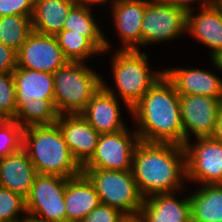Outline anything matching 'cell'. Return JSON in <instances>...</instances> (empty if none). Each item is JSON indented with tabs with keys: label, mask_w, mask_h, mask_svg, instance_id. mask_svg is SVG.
I'll return each instance as SVG.
<instances>
[{
	"label": "cell",
	"mask_w": 222,
	"mask_h": 222,
	"mask_svg": "<svg viewBox=\"0 0 222 222\" xmlns=\"http://www.w3.org/2000/svg\"><path fill=\"white\" fill-rule=\"evenodd\" d=\"M132 173L144 199L177 192L187 179L185 148L176 143L140 141L133 154Z\"/></svg>",
	"instance_id": "cell-1"
},
{
	"label": "cell",
	"mask_w": 222,
	"mask_h": 222,
	"mask_svg": "<svg viewBox=\"0 0 222 222\" xmlns=\"http://www.w3.org/2000/svg\"><path fill=\"white\" fill-rule=\"evenodd\" d=\"M132 114L140 141L184 146L180 95L165 75L131 108Z\"/></svg>",
	"instance_id": "cell-2"
},
{
	"label": "cell",
	"mask_w": 222,
	"mask_h": 222,
	"mask_svg": "<svg viewBox=\"0 0 222 222\" xmlns=\"http://www.w3.org/2000/svg\"><path fill=\"white\" fill-rule=\"evenodd\" d=\"M22 148L37 174L72 178L82 173V167L72 156L57 123L24 128Z\"/></svg>",
	"instance_id": "cell-3"
},
{
	"label": "cell",
	"mask_w": 222,
	"mask_h": 222,
	"mask_svg": "<svg viewBox=\"0 0 222 222\" xmlns=\"http://www.w3.org/2000/svg\"><path fill=\"white\" fill-rule=\"evenodd\" d=\"M54 106L59 115L81 114L102 79L83 62L68 61L54 73Z\"/></svg>",
	"instance_id": "cell-4"
},
{
	"label": "cell",
	"mask_w": 222,
	"mask_h": 222,
	"mask_svg": "<svg viewBox=\"0 0 222 222\" xmlns=\"http://www.w3.org/2000/svg\"><path fill=\"white\" fill-rule=\"evenodd\" d=\"M114 54L112 72L115 86L131 112V108L164 75V71L152 72L147 54L141 53V50L118 49Z\"/></svg>",
	"instance_id": "cell-5"
},
{
	"label": "cell",
	"mask_w": 222,
	"mask_h": 222,
	"mask_svg": "<svg viewBox=\"0 0 222 222\" xmlns=\"http://www.w3.org/2000/svg\"><path fill=\"white\" fill-rule=\"evenodd\" d=\"M95 187L100 203L124 215H137L143 205L132 170L82 169Z\"/></svg>",
	"instance_id": "cell-6"
},
{
	"label": "cell",
	"mask_w": 222,
	"mask_h": 222,
	"mask_svg": "<svg viewBox=\"0 0 222 222\" xmlns=\"http://www.w3.org/2000/svg\"><path fill=\"white\" fill-rule=\"evenodd\" d=\"M68 179L37 174L25 199L27 217L35 222H66L64 199Z\"/></svg>",
	"instance_id": "cell-7"
},
{
	"label": "cell",
	"mask_w": 222,
	"mask_h": 222,
	"mask_svg": "<svg viewBox=\"0 0 222 222\" xmlns=\"http://www.w3.org/2000/svg\"><path fill=\"white\" fill-rule=\"evenodd\" d=\"M140 142L138 133L123 129L101 134L91 158L82 169L132 170L133 154Z\"/></svg>",
	"instance_id": "cell-8"
},
{
	"label": "cell",
	"mask_w": 222,
	"mask_h": 222,
	"mask_svg": "<svg viewBox=\"0 0 222 222\" xmlns=\"http://www.w3.org/2000/svg\"><path fill=\"white\" fill-rule=\"evenodd\" d=\"M187 13L163 0H146L141 24L142 46L175 39L186 31Z\"/></svg>",
	"instance_id": "cell-9"
},
{
	"label": "cell",
	"mask_w": 222,
	"mask_h": 222,
	"mask_svg": "<svg viewBox=\"0 0 222 222\" xmlns=\"http://www.w3.org/2000/svg\"><path fill=\"white\" fill-rule=\"evenodd\" d=\"M187 179L198 184H222V143L213 137L197 138L184 145Z\"/></svg>",
	"instance_id": "cell-10"
},
{
	"label": "cell",
	"mask_w": 222,
	"mask_h": 222,
	"mask_svg": "<svg viewBox=\"0 0 222 222\" xmlns=\"http://www.w3.org/2000/svg\"><path fill=\"white\" fill-rule=\"evenodd\" d=\"M221 101L222 99L204 95H180L184 145L191 143V132L196 138L212 137L217 126Z\"/></svg>",
	"instance_id": "cell-11"
},
{
	"label": "cell",
	"mask_w": 222,
	"mask_h": 222,
	"mask_svg": "<svg viewBox=\"0 0 222 222\" xmlns=\"http://www.w3.org/2000/svg\"><path fill=\"white\" fill-rule=\"evenodd\" d=\"M17 68L54 73L64 66L65 58L58 40L54 35L33 31L16 53Z\"/></svg>",
	"instance_id": "cell-12"
},
{
	"label": "cell",
	"mask_w": 222,
	"mask_h": 222,
	"mask_svg": "<svg viewBox=\"0 0 222 222\" xmlns=\"http://www.w3.org/2000/svg\"><path fill=\"white\" fill-rule=\"evenodd\" d=\"M102 81L101 88L87 103L81 115L99 133H114L126 129L121 119L118 96ZM118 100V101H117Z\"/></svg>",
	"instance_id": "cell-13"
},
{
	"label": "cell",
	"mask_w": 222,
	"mask_h": 222,
	"mask_svg": "<svg viewBox=\"0 0 222 222\" xmlns=\"http://www.w3.org/2000/svg\"><path fill=\"white\" fill-rule=\"evenodd\" d=\"M56 123L72 156L82 167L93 155L101 134L81 114L59 115Z\"/></svg>",
	"instance_id": "cell-14"
},
{
	"label": "cell",
	"mask_w": 222,
	"mask_h": 222,
	"mask_svg": "<svg viewBox=\"0 0 222 222\" xmlns=\"http://www.w3.org/2000/svg\"><path fill=\"white\" fill-rule=\"evenodd\" d=\"M111 7L116 30L124 44L121 50H140L146 0H116Z\"/></svg>",
	"instance_id": "cell-15"
},
{
	"label": "cell",
	"mask_w": 222,
	"mask_h": 222,
	"mask_svg": "<svg viewBox=\"0 0 222 222\" xmlns=\"http://www.w3.org/2000/svg\"><path fill=\"white\" fill-rule=\"evenodd\" d=\"M164 75L179 95H204L222 99V80L208 70L172 68L164 70Z\"/></svg>",
	"instance_id": "cell-16"
},
{
	"label": "cell",
	"mask_w": 222,
	"mask_h": 222,
	"mask_svg": "<svg viewBox=\"0 0 222 222\" xmlns=\"http://www.w3.org/2000/svg\"><path fill=\"white\" fill-rule=\"evenodd\" d=\"M37 172L23 148L6 155L0 161V187L27 198Z\"/></svg>",
	"instance_id": "cell-17"
},
{
	"label": "cell",
	"mask_w": 222,
	"mask_h": 222,
	"mask_svg": "<svg viewBox=\"0 0 222 222\" xmlns=\"http://www.w3.org/2000/svg\"><path fill=\"white\" fill-rule=\"evenodd\" d=\"M193 13H187L186 31L212 49V58L222 51L221 5L214 1L202 7L198 14Z\"/></svg>",
	"instance_id": "cell-18"
},
{
	"label": "cell",
	"mask_w": 222,
	"mask_h": 222,
	"mask_svg": "<svg viewBox=\"0 0 222 222\" xmlns=\"http://www.w3.org/2000/svg\"><path fill=\"white\" fill-rule=\"evenodd\" d=\"M139 215L145 222H192L190 198L177 199L174 192L155 194L143 200Z\"/></svg>",
	"instance_id": "cell-19"
},
{
	"label": "cell",
	"mask_w": 222,
	"mask_h": 222,
	"mask_svg": "<svg viewBox=\"0 0 222 222\" xmlns=\"http://www.w3.org/2000/svg\"><path fill=\"white\" fill-rule=\"evenodd\" d=\"M64 201L66 222H81L100 204L94 185L84 173L67 180Z\"/></svg>",
	"instance_id": "cell-20"
},
{
	"label": "cell",
	"mask_w": 222,
	"mask_h": 222,
	"mask_svg": "<svg viewBox=\"0 0 222 222\" xmlns=\"http://www.w3.org/2000/svg\"><path fill=\"white\" fill-rule=\"evenodd\" d=\"M76 3V0H34L31 16L33 31L56 36L62 31L64 22Z\"/></svg>",
	"instance_id": "cell-21"
},
{
	"label": "cell",
	"mask_w": 222,
	"mask_h": 222,
	"mask_svg": "<svg viewBox=\"0 0 222 222\" xmlns=\"http://www.w3.org/2000/svg\"><path fill=\"white\" fill-rule=\"evenodd\" d=\"M16 101L54 100V75L49 72L16 68L13 72Z\"/></svg>",
	"instance_id": "cell-22"
},
{
	"label": "cell",
	"mask_w": 222,
	"mask_h": 222,
	"mask_svg": "<svg viewBox=\"0 0 222 222\" xmlns=\"http://www.w3.org/2000/svg\"><path fill=\"white\" fill-rule=\"evenodd\" d=\"M189 195L192 222H222V184L201 185Z\"/></svg>",
	"instance_id": "cell-23"
},
{
	"label": "cell",
	"mask_w": 222,
	"mask_h": 222,
	"mask_svg": "<svg viewBox=\"0 0 222 222\" xmlns=\"http://www.w3.org/2000/svg\"><path fill=\"white\" fill-rule=\"evenodd\" d=\"M91 8L76 3L70 10L62 30L87 37L102 53L109 50L110 42L95 21Z\"/></svg>",
	"instance_id": "cell-24"
},
{
	"label": "cell",
	"mask_w": 222,
	"mask_h": 222,
	"mask_svg": "<svg viewBox=\"0 0 222 222\" xmlns=\"http://www.w3.org/2000/svg\"><path fill=\"white\" fill-rule=\"evenodd\" d=\"M58 112L54 100L16 101V120L24 129L35 125H51L56 123Z\"/></svg>",
	"instance_id": "cell-25"
},
{
	"label": "cell",
	"mask_w": 222,
	"mask_h": 222,
	"mask_svg": "<svg viewBox=\"0 0 222 222\" xmlns=\"http://www.w3.org/2000/svg\"><path fill=\"white\" fill-rule=\"evenodd\" d=\"M33 32L31 16H3L0 23V42L18 51Z\"/></svg>",
	"instance_id": "cell-26"
},
{
	"label": "cell",
	"mask_w": 222,
	"mask_h": 222,
	"mask_svg": "<svg viewBox=\"0 0 222 222\" xmlns=\"http://www.w3.org/2000/svg\"><path fill=\"white\" fill-rule=\"evenodd\" d=\"M56 38L65 58L70 62H84L93 54L102 53L87 37L69 30H62Z\"/></svg>",
	"instance_id": "cell-27"
},
{
	"label": "cell",
	"mask_w": 222,
	"mask_h": 222,
	"mask_svg": "<svg viewBox=\"0 0 222 222\" xmlns=\"http://www.w3.org/2000/svg\"><path fill=\"white\" fill-rule=\"evenodd\" d=\"M24 215L20 218L18 214ZM25 199L9 189L0 187V222H14L27 219Z\"/></svg>",
	"instance_id": "cell-28"
},
{
	"label": "cell",
	"mask_w": 222,
	"mask_h": 222,
	"mask_svg": "<svg viewBox=\"0 0 222 222\" xmlns=\"http://www.w3.org/2000/svg\"><path fill=\"white\" fill-rule=\"evenodd\" d=\"M23 128L14 119H0V157L22 148Z\"/></svg>",
	"instance_id": "cell-29"
},
{
	"label": "cell",
	"mask_w": 222,
	"mask_h": 222,
	"mask_svg": "<svg viewBox=\"0 0 222 222\" xmlns=\"http://www.w3.org/2000/svg\"><path fill=\"white\" fill-rule=\"evenodd\" d=\"M16 89L13 73H0V119H14Z\"/></svg>",
	"instance_id": "cell-30"
},
{
	"label": "cell",
	"mask_w": 222,
	"mask_h": 222,
	"mask_svg": "<svg viewBox=\"0 0 222 222\" xmlns=\"http://www.w3.org/2000/svg\"><path fill=\"white\" fill-rule=\"evenodd\" d=\"M34 0H0V17L32 16Z\"/></svg>",
	"instance_id": "cell-31"
},
{
	"label": "cell",
	"mask_w": 222,
	"mask_h": 222,
	"mask_svg": "<svg viewBox=\"0 0 222 222\" xmlns=\"http://www.w3.org/2000/svg\"><path fill=\"white\" fill-rule=\"evenodd\" d=\"M124 216L118 209L100 203L81 222H120Z\"/></svg>",
	"instance_id": "cell-32"
},
{
	"label": "cell",
	"mask_w": 222,
	"mask_h": 222,
	"mask_svg": "<svg viewBox=\"0 0 222 222\" xmlns=\"http://www.w3.org/2000/svg\"><path fill=\"white\" fill-rule=\"evenodd\" d=\"M16 51L0 42V73L13 72L17 68Z\"/></svg>",
	"instance_id": "cell-33"
},
{
	"label": "cell",
	"mask_w": 222,
	"mask_h": 222,
	"mask_svg": "<svg viewBox=\"0 0 222 222\" xmlns=\"http://www.w3.org/2000/svg\"><path fill=\"white\" fill-rule=\"evenodd\" d=\"M163 1L173 7L183 9L186 13H188V12L194 11L192 9L191 4H193L194 1L196 2L198 0H163ZM200 1H201V5L203 4L201 7H205L206 5L214 2L215 0H199L198 2Z\"/></svg>",
	"instance_id": "cell-34"
},
{
	"label": "cell",
	"mask_w": 222,
	"mask_h": 222,
	"mask_svg": "<svg viewBox=\"0 0 222 222\" xmlns=\"http://www.w3.org/2000/svg\"><path fill=\"white\" fill-rule=\"evenodd\" d=\"M212 137L218 142L222 143V101L219 106L217 126Z\"/></svg>",
	"instance_id": "cell-35"
},
{
	"label": "cell",
	"mask_w": 222,
	"mask_h": 222,
	"mask_svg": "<svg viewBox=\"0 0 222 222\" xmlns=\"http://www.w3.org/2000/svg\"><path fill=\"white\" fill-rule=\"evenodd\" d=\"M77 1V3L78 4H82V5H84V6H87V7H89L90 5H92V4H106V1H108V0H76ZM116 0H110V2H111V4H113L114 2H115Z\"/></svg>",
	"instance_id": "cell-36"
},
{
	"label": "cell",
	"mask_w": 222,
	"mask_h": 222,
	"mask_svg": "<svg viewBox=\"0 0 222 222\" xmlns=\"http://www.w3.org/2000/svg\"><path fill=\"white\" fill-rule=\"evenodd\" d=\"M120 222H145L144 219L139 215H125Z\"/></svg>",
	"instance_id": "cell-37"
},
{
	"label": "cell",
	"mask_w": 222,
	"mask_h": 222,
	"mask_svg": "<svg viewBox=\"0 0 222 222\" xmlns=\"http://www.w3.org/2000/svg\"><path fill=\"white\" fill-rule=\"evenodd\" d=\"M211 60L214 66L222 71V51L218 52L214 57L211 58Z\"/></svg>",
	"instance_id": "cell-38"
},
{
	"label": "cell",
	"mask_w": 222,
	"mask_h": 222,
	"mask_svg": "<svg viewBox=\"0 0 222 222\" xmlns=\"http://www.w3.org/2000/svg\"><path fill=\"white\" fill-rule=\"evenodd\" d=\"M219 5L222 6V0H215Z\"/></svg>",
	"instance_id": "cell-39"
},
{
	"label": "cell",
	"mask_w": 222,
	"mask_h": 222,
	"mask_svg": "<svg viewBox=\"0 0 222 222\" xmlns=\"http://www.w3.org/2000/svg\"><path fill=\"white\" fill-rule=\"evenodd\" d=\"M14 222H27V219L20 220V221H14Z\"/></svg>",
	"instance_id": "cell-40"
},
{
	"label": "cell",
	"mask_w": 222,
	"mask_h": 222,
	"mask_svg": "<svg viewBox=\"0 0 222 222\" xmlns=\"http://www.w3.org/2000/svg\"><path fill=\"white\" fill-rule=\"evenodd\" d=\"M27 222H35V221L27 218Z\"/></svg>",
	"instance_id": "cell-41"
},
{
	"label": "cell",
	"mask_w": 222,
	"mask_h": 222,
	"mask_svg": "<svg viewBox=\"0 0 222 222\" xmlns=\"http://www.w3.org/2000/svg\"><path fill=\"white\" fill-rule=\"evenodd\" d=\"M221 22H222V6H221Z\"/></svg>",
	"instance_id": "cell-42"
}]
</instances>
